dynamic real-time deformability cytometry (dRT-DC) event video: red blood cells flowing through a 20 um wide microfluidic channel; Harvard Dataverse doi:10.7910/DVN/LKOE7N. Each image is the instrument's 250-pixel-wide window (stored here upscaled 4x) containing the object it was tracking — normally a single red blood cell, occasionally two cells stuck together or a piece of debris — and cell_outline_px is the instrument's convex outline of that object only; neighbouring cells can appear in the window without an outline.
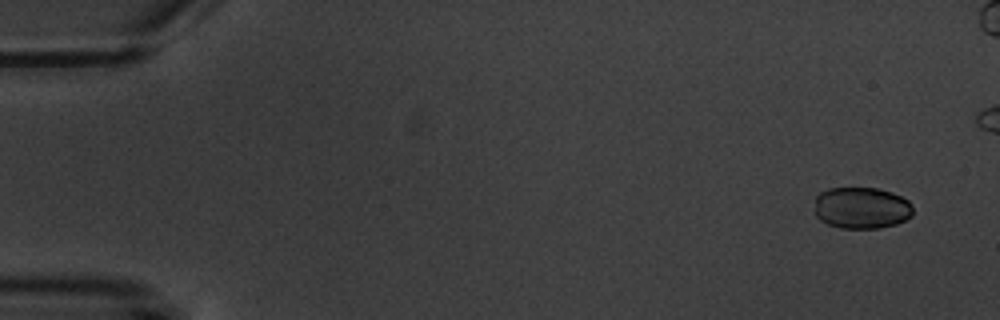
{"species": "common noctule bat (a hibernating species)", "species_latin": "Nyctalus noctula", "temperature_condition": "warm", "stored_images_in_passage": 4, "camera_frame_rate_fps": 3000, "um_per_image_px": 0.085, "animal": {"sex": "male", "body_mass_g": 20.1, "forearm_length_mm": 53.5}, "frame": {"image": 1, "passage_image": 1, "time_ms": 0.0, "image_size_px": [1000, 320], "cell_outline_px": [[912, 216], [896, 224], [880, 228], [840, 228], [828, 224], [820, 220], [816, 216], [816, 196], [820, 192], [828, 188], [876, 188], [892, 192], [908, 200], [912, 204]], "centroid_in_image_um": [73.24, 17.67], "position_along_channel_um": 11.8, "area_um2": 23.93}}